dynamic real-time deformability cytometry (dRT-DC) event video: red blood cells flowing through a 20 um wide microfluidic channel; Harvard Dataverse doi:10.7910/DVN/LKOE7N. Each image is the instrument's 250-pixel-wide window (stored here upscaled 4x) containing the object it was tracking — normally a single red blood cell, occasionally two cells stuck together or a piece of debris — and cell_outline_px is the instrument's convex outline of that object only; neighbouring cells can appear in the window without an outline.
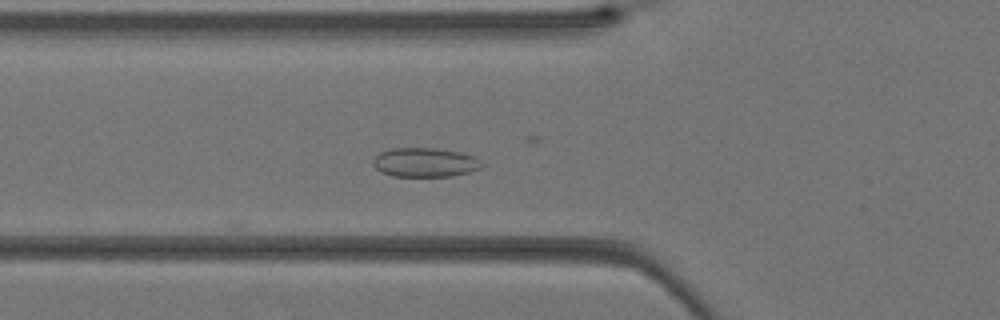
{"species": "Egyptian fruit bat (a non-hibernating species)", "species_latin": "Rousettus aegyptiacus", "temperature_condition": "warm", "stored_images_in_passage": 6, "camera_frame_rate_fps": 3000, "um_per_image_px": 0.085, "animal": {"sex": "female"}, "frame": {"image": 1, "passage_image": 6, "time_ms": 1.667, "image_size_px": [1000, 320], "cell_outline_px": [[484, 164], [480, 168], [468, 172], [452, 176], [392, 176], [380, 172], [372, 164], [372, 160], [380, 152], [392, 148], [436, 148], [460, 152], [472, 156]], "centroid_in_image_um": [36.08, 13.8], "position_along_channel_um": 89.7, "area_um2": 18.44}}